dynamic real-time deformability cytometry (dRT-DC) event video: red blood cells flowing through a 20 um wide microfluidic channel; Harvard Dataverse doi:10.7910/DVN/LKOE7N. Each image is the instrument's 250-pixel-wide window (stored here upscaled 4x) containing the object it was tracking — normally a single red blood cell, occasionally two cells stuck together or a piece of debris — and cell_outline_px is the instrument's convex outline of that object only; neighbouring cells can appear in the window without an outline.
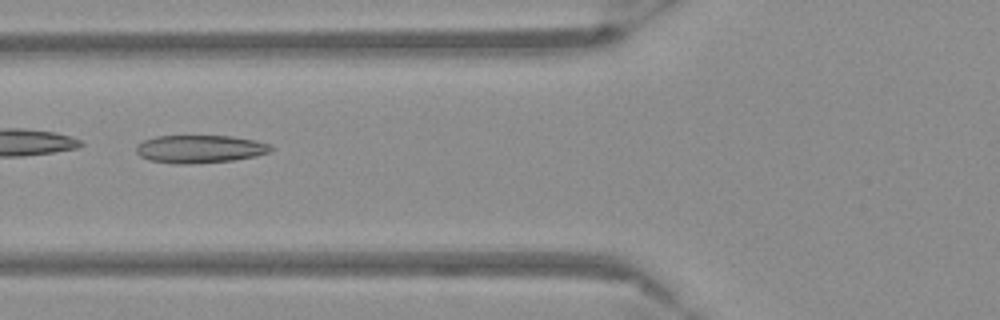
{"species": "Egyptian fruit bat (a non-hibernating species)", "species_latin": "Rousettus aegyptiacus", "temperature_condition": "warm", "stored_images_in_passage": 38, "camera_frame_rate_fps": 3000, "um_per_image_px": 0.085, "frame": {"image": 1, "passage_image": 6, "time_ms": 1.667, "image_size_px": [1000, 320], "cell_outline_px": [[276, 148], [268, 152], [256, 156], [232, 160], [184, 164], [176, 164], [148, 160], [140, 156], [136, 152], [136, 144], [144, 140], [156, 136], [232, 136], [256, 140], [272, 144]], "centroid_in_image_um": [17.0, 12.66], "position_along_channel_um": 108.8, "area_um2": 22.02}}